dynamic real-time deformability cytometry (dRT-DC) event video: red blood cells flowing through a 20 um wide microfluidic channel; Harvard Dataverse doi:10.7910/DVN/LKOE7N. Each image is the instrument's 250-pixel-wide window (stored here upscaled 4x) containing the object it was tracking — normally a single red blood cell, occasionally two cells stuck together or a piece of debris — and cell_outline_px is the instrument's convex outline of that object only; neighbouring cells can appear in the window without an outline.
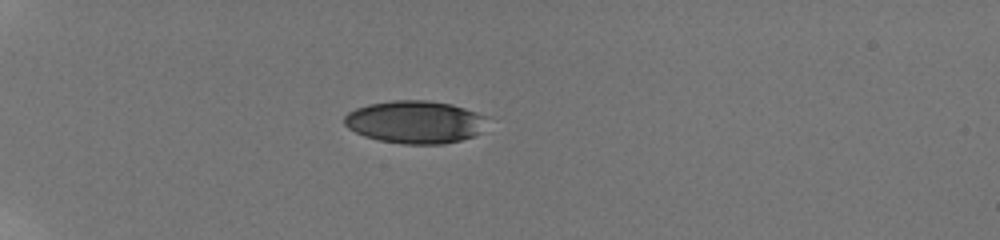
{"species": "human", "species_latin": "Homo sapiens", "temperature_condition": "room temperature", "stored_images_in_passage": 40, "camera_frame_rate_fps": 3000, "um_per_image_px": 0.085, "donor": {"sex": "male"}, "frame": {"image": 1, "passage_image": 1, "time_ms": 0.0, "image_size_px": [1000, 240], "cell_outline_px": [[472, 136], [456, 140], [436, 144], [412, 144], [384, 140], [368, 136], [352, 128], [344, 120], [352, 112], [360, 108], [372, 104], [408, 100], [448, 104], [472, 112]], "centroid_in_image_um": [35.07, 10.38], "position_along_channel_um": 49.9, "area_um2": 31.56}}
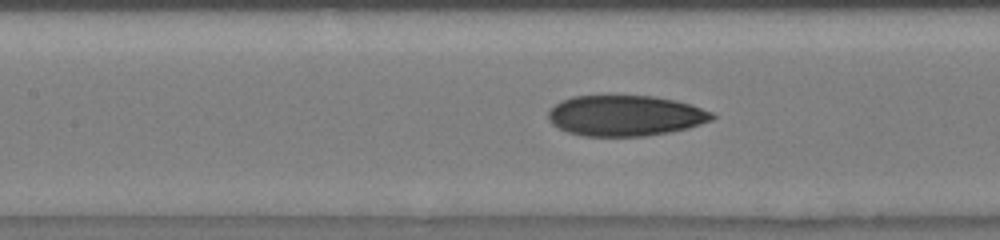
{"frame": {"image": 2, "passage_image": 13, "time_ms": 4.0, "image_size_px": [1000, 240], "cell_outline_px": [[712, 116], [708, 120], [684, 128], [660, 132], [628, 136], [596, 136], [572, 132], [556, 124], [552, 120], [552, 108], [568, 100], [580, 96], [644, 96], [668, 100], [688, 104], [708, 112]], "centroid_in_image_um": [53.14, 9.82], "position_along_channel_um": 154.3, "area_um2": 35.89}}
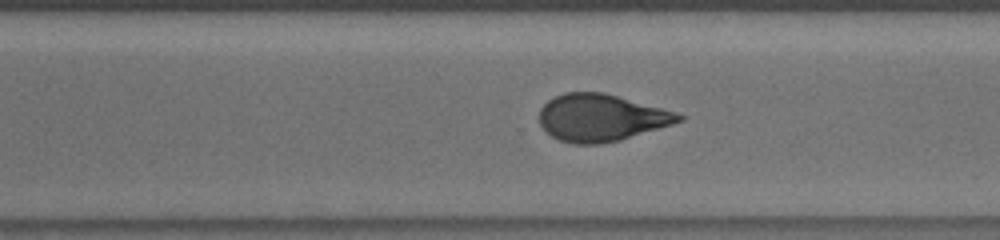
{"frame": {"image": 3, "passage_image": 26, "time_ms": 8.333, "image_size_px": [1000, 240], "cell_outline_px": [[684, 116], [680, 120], [668, 124], [616, 140], [584, 144], [580, 144], [564, 140], [552, 136], [540, 124], [540, 112], [544, 104], [548, 100], [556, 96], [568, 92], [596, 92], [612, 96], [672, 112]], "centroid_in_image_um": [50.97, 9.99], "position_along_channel_um": 319.6, "area_um2": 35.89}, "authors_computed_cell_mechanics": {"area_um2": 35.6048, "velocity_mm_per_s": 3.8278, "shape_relaxation_time_tau1_ms": 8.8724, "shape_relaxation_time_tau2_ms": 1.7024, "deformation_change_tau1": 0.2522, "deformation_change_tau2": 0.0861}}